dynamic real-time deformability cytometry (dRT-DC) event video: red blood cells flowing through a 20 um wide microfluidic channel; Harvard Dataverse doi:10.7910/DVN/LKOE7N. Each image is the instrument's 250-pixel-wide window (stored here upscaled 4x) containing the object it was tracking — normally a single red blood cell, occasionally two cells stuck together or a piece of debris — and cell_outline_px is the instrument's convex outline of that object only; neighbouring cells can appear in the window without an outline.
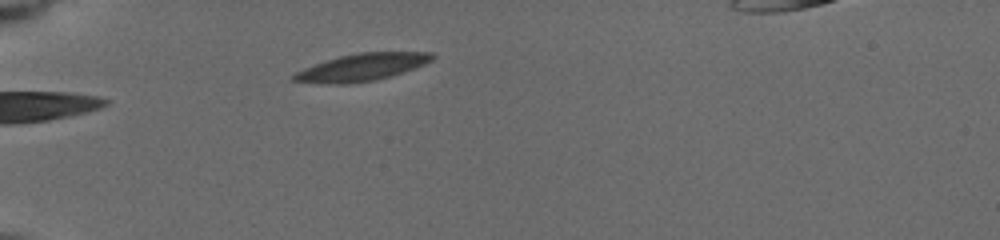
{"species": "common noctule bat (a hibernating species)", "species_latin": "Nyctalus noctula", "temperature_condition": "cold", "stored_images_in_passage": 8, "camera_frame_rate_fps": 3000, "um_per_image_px": 0.085, "animal": {"sex": "female", "body_mass_g": 19.5, "forearm_length_mm": 54.1}, "frame": {"image": 1, "passage_image": 1, "time_ms": 0.0, "image_size_px": [1000, 240], "cell_outline_px": [[436, 56], [432, 60], [424, 64], [376, 80], [344, 84], [336, 84], [292, 80], [288, 76], [304, 68], [340, 56], [360, 52], [432, 52]], "centroid_in_image_um": [30.75, 5.7], "position_along_channel_um": 54.2, "area_um2": 21.5}}
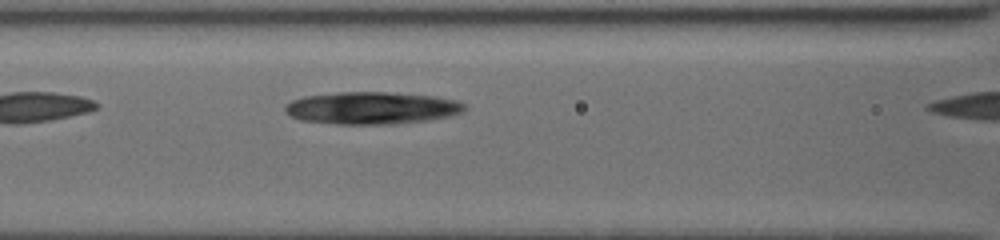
{"frame": {"image": 2, "passage_image": 6, "time_ms": 1.333, "image_size_px": [1000, 240], "cell_outline_px": [[464, 108], [460, 112], [448, 116], [428, 120], [396, 124], [336, 124], [300, 120], [284, 112], [284, 108], [292, 100], [304, 96], [336, 92], [388, 92], [432, 96], [456, 100], [464, 104]], "centroid_in_image_um": [31.55, 9.18], "position_along_channel_um": 135.1, "area_um2": 33.64}}